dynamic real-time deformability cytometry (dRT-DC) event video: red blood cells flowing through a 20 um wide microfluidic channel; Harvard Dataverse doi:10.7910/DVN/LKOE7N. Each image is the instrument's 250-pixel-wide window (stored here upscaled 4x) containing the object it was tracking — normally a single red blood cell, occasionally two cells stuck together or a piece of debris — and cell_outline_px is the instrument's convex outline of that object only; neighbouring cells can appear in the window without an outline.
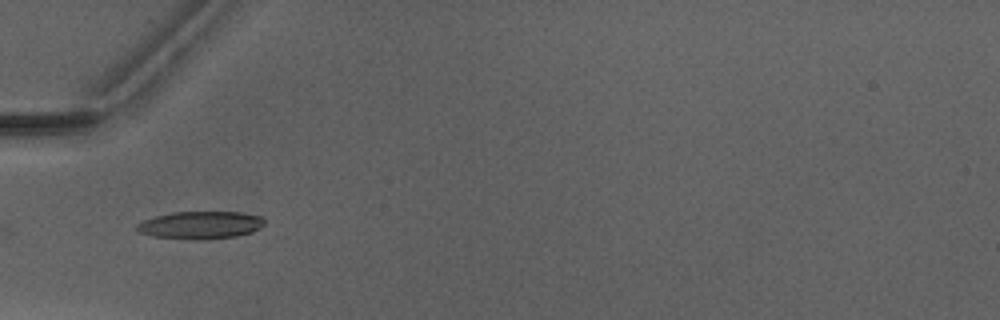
{"species": "Egyptian fruit bat (a non-hibernating species)", "species_latin": "Rousettus aegyptiacus", "temperature_condition": "warm", "stored_images_in_passage": 29, "camera_frame_rate_fps": 3000, "um_per_image_px": 0.085, "animal": {"sex": "male"}, "frame": {"image": 1, "passage_image": 1, "time_ms": 0.0, "image_size_px": [1000, 320], "cell_outline_px": [[264, 224], [252, 232], [236, 236], [204, 240], [188, 240], [152, 236], [140, 232], [136, 228], [136, 224], [144, 220], [156, 216], [172, 212], [240, 212], [260, 216], [264, 220]], "centroid_in_image_um": [17.02, 19.14], "position_along_channel_um": 68.0, "area_um2": 20.58}}
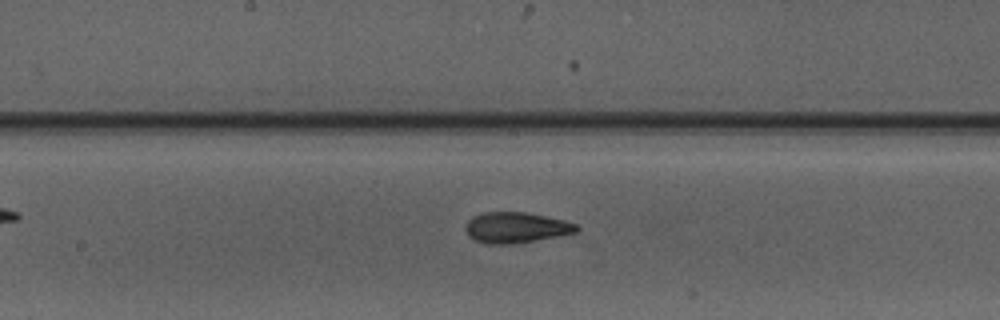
{"frame": {"image": 2, "passage_image": 11, "time_ms": 3.333, "image_size_px": [1000, 320], "cell_outline_px": [[580, 228], [576, 232], [560, 236], [512, 244], [488, 244], [476, 240], [468, 236], [464, 228], [468, 220], [472, 216], [484, 212], [524, 212], [564, 220], [576, 224]], "centroid_in_image_um": [43.84, 19.34], "position_along_channel_um": 204.4, "area_um2": 19.88}}
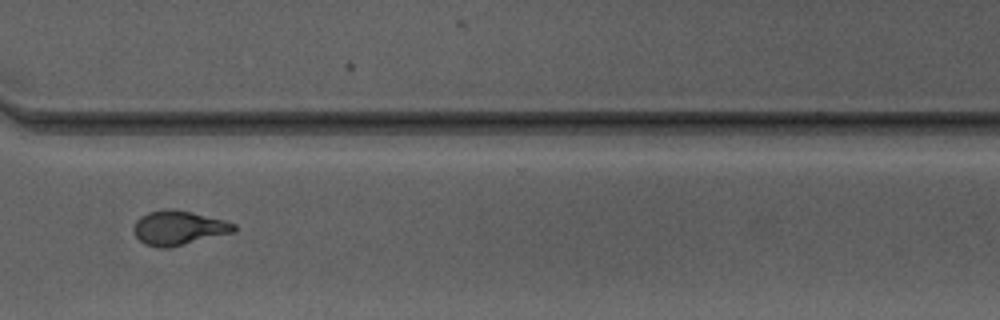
{"frame": {"image": 3, "passage_image": 22, "time_ms": 7.0, "image_size_px": [1000, 320], "cell_outline_px": [[236, 232], [168, 248], [160, 248], [144, 244], [136, 236], [132, 228], [136, 220], [140, 216], [148, 212], [168, 208], [172, 208], [192, 212], [224, 220], [236, 224]], "centroid_in_image_um": [15.18, 19.37], "position_along_channel_um": 355.4, "area_um2": 20.23}, "authors_computed_cell_mechanics": {"area_um2": 19.652, "velocity_mm_per_s": 4.1271, "shape_relaxation_time_tau1_ms": 9.9566, "shape_relaxation_time_tau2_ms": 1.6531, "deformation_change_tau1": 0.2623, "deformation_change_tau2": 0.0918}}